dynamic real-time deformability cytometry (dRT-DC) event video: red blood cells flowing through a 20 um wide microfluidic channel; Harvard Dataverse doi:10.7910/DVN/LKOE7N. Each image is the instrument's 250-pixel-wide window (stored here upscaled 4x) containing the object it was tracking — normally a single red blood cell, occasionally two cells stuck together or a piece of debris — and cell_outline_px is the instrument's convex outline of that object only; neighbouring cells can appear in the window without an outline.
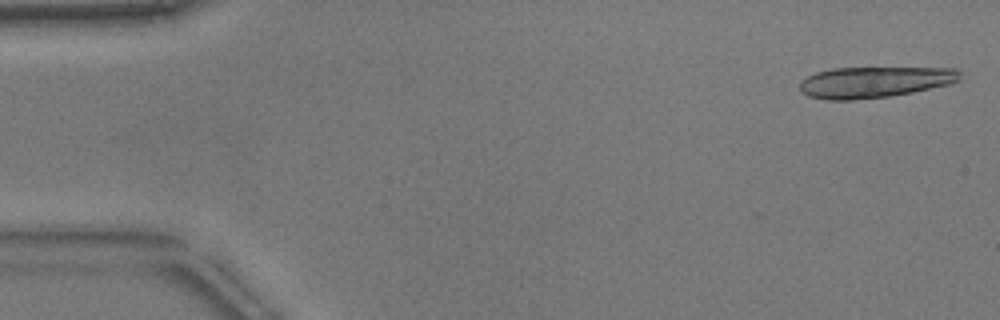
{"species": "common noctule bat (a hibernating species)", "species_latin": "Nyctalus noctula", "temperature_condition": "warm", "stored_images_in_passage": 19, "camera_frame_rate_fps": 3000, "um_per_image_px": 0.085, "animal": {"sex": "male", "body_mass_g": 17.9}, "frame": {"image": 1, "passage_image": 2, "time_ms": 0.333, "image_size_px": [1000, 320], "cell_outline_px": [[960, 80], [952, 84], [912, 92], [888, 96], [852, 100], [824, 100], [808, 96], [800, 92], [800, 80], [816, 72], [832, 68], [956, 68], [960, 72]], "centroid_in_image_um": [74.31, 6.98], "position_along_channel_um": 10.7, "area_um2": 29.13}}